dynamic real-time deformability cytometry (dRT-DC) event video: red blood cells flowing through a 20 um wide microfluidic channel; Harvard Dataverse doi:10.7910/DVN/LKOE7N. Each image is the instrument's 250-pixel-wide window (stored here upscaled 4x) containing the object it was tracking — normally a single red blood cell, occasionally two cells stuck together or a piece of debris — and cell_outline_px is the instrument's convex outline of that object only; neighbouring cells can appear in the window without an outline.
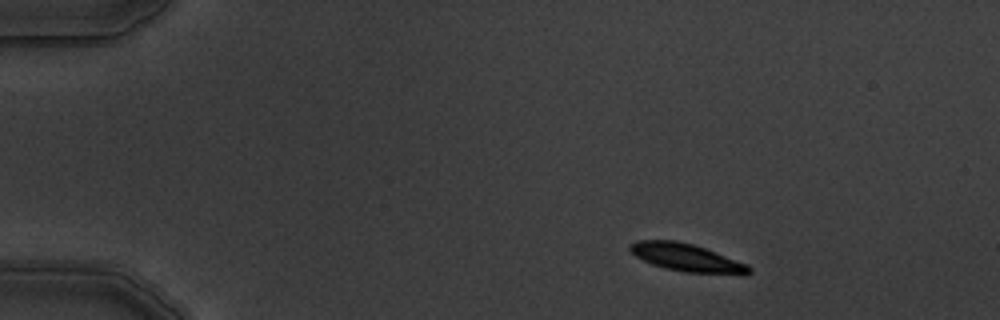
{"species": "common noctule bat (a hibernating species)", "species_latin": "Nyctalus noctula", "temperature_condition": "warm", "stored_images_in_passage": 7, "camera_frame_rate_fps": 3000, "um_per_image_px": 0.085, "animal": {"sex": "male", "body_mass_g": 19.5, "forearm_length_mm": 54.6}, "frame": {"image": 1, "passage_image": 1, "time_ms": 0.0, "image_size_px": [1000, 320], "cell_outline_px": [[752, 272], [744, 276], [684, 272], [664, 268], [652, 264], [636, 256], [628, 248], [628, 244], [636, 240], [676, 240], [692, 244], [704, 248], [748, 264], [752, 268]], "centroid_in_image_um": [58.42, 21.92], "position_along_channel_um": 26.6, "area_um2": 19.59}}
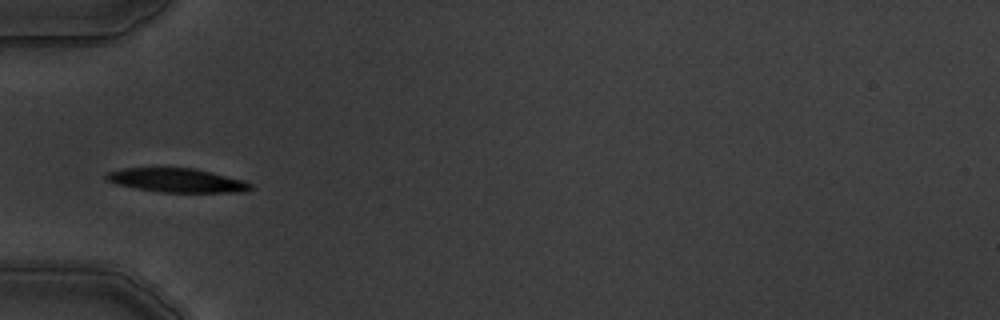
{"frame": {"image": 2, "passage_image": 4, "time_ms": 3.333, "image_size_px": [1000, 320], "cell_outline_px": [[252, 188], [244, 192], [160, 192], [116, 184], [104, 180], [104, 176], [108, 172], [124, 168], [192, 168], [212, 172], [244, 180], [252, 184]], "centroid_in_image_um": [15.03, 15.33], "position_along_channel_um": 70.0, "area_um2": 20.06}}